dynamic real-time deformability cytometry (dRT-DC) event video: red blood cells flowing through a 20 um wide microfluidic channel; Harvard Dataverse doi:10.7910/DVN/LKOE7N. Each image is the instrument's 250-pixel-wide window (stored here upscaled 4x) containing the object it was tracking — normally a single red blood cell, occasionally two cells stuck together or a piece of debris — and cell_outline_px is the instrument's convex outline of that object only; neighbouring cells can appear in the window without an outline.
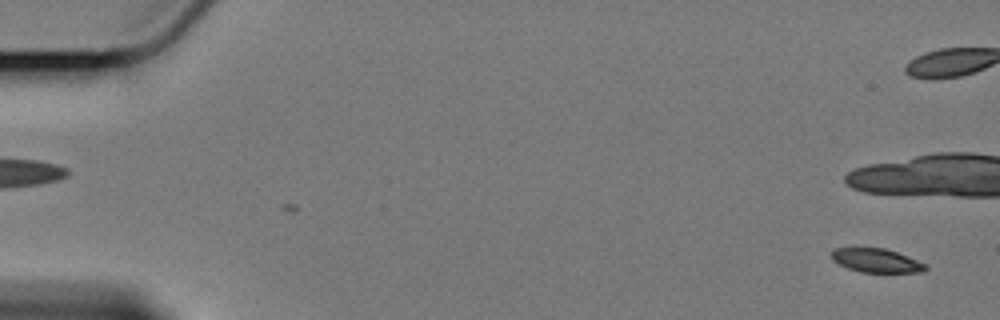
{"species": "Egyptian fruit bat (a non-hibernating species)", "species_latin": "Rousettus aegyptiacus", "temperature_condition": "cold", "stored_images_in_passage": 9, "camera_frame_rate_fps": 3000, "um_per_image_px": 0.085, "animal": {"sex": "female"}, "frame": {"image": 1, "passage_image": 3, "time_ms": 0.667, "image_size_px": [1000, 320], "cell_outline_px": [[928, 268], [920, 272], [860, 272], [848, 268], [832, 260], [832, 252], [836, 248], [884, 248], [908, 256], [924, 264]], "centroid_in_image_um": [74.48, 22.14], "position_along_channel_um": 10.5, "area_um2": 12.77}}